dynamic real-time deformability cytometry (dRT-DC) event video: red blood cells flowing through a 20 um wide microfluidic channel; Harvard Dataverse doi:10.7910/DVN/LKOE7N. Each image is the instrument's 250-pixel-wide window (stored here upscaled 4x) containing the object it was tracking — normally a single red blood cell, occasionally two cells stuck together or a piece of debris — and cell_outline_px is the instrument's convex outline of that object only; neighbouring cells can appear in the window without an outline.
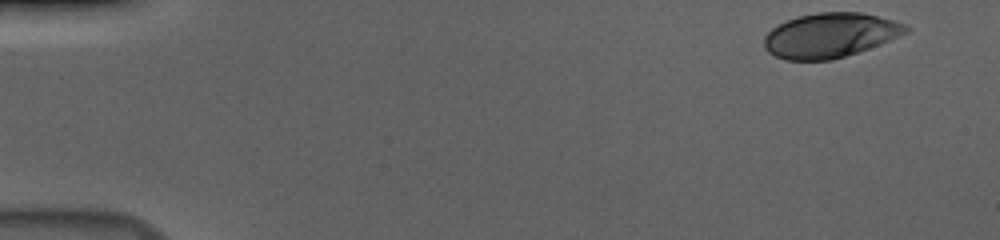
{"species": "human", "species_latin": "Homo sapiens", "temperature_condition": "cold", "stored_images_in_passage": 53, "camera_frame_rate_fps": 3000, "um_per_image_px": 0.085, "donor": {"sex": "male"}, "frame": {"image": 1, "passage_image": 1, "time_ms": 0.0, "image_size_px": [1000, 240], "cell_outline_px": [[908, 32], [880, 44], [832, 60], [784, 60], [768, 52], [764, 48], [764, 36], [772, 28], [796, 16], [816, 12], [860, 12], [908, 24]], "centroid_in_image_um": [70.54, 3.0], "position_along_channel_um": 14.5, "area_um2": 36.7}}
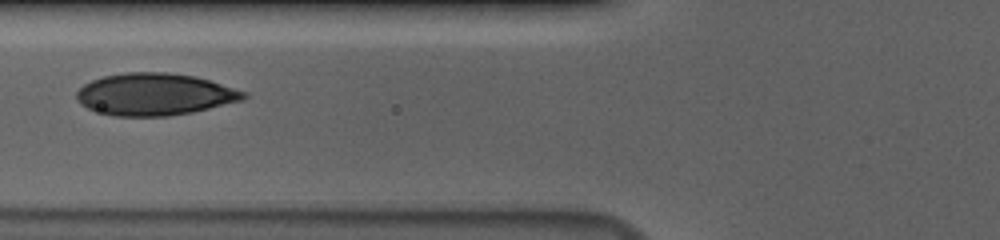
{"frame": {"image": 2, "passage_image": 20, "time_ms": 6.333, "image_size_px": [1000, 240], "cell_outline_px": [[248, 96], [244, 100], [192, 112], [168, 116], [112, 116], [88, 108], [80, 104], [76, 100], [76, 92], [84, 84], [92, 80], [104, 76], [124, 72], [168, 72], [196, 76], [248, 92]], "centroid_in_image_um": [13.16, 8.01], "position_along_channel_um": 112.6, "area_um2": 41.15}}
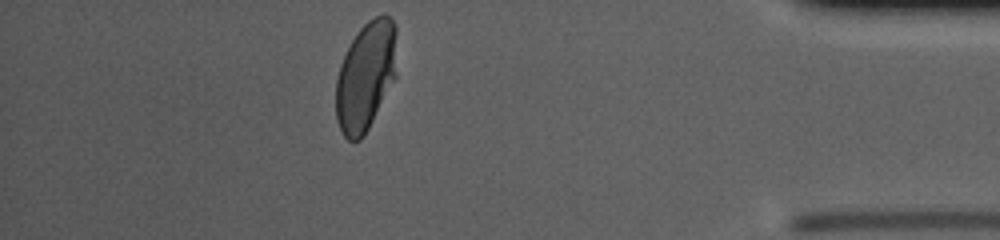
{"frame": {"image": 3, "passage_image": 47, "time_ms": 15.333, "image_size_px": [1000, 240], "cell_outline_px": [[396, 76], [364, 136], [360, 140], [348, 140], [344, 136], [336, 120], [336, 80], [340, 64], [356, 32], [368, 20], [384, 12], [396, 24]], "centroid_in_image_um": [31.09, 6.44], "position_along_channel_um": 404.1, "area_um2": 38.73}, "authors_computed_cell_mechanics": {"area_um2": 39.593, "velocity_mm_per_s": 3.6815, "shape_relaxation_time_tau1_ms": 3.7007, "shape_relaxation_time_tau2_ms": null, "deformation_change_tau1": 0.1565, "deformation_change_tau2": null}}